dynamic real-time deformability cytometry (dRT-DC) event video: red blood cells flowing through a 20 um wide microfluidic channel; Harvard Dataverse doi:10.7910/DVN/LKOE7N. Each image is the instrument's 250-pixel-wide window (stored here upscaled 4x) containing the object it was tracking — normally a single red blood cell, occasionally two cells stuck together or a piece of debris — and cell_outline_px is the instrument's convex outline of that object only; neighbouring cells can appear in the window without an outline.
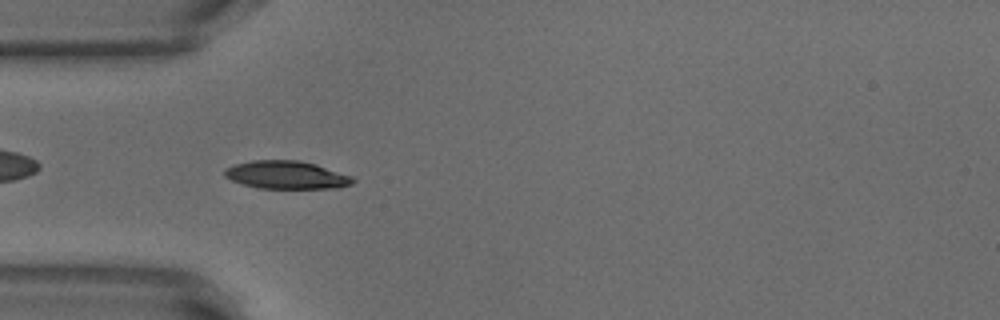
{"species": "common noctule bat (a hibernating species)", "species_latin": "Nyctalus noctula", "temperature_condition": "warm", "stored_images_in_passage": 3, "camera_frame_rate_fps": 3000, "um_per_image_px": 0.085, "animal": {"sex": "male", "body_mass_g": 18.8}, "frame": {"image": 1, "passage_image": 3, "time_ms": 0.667, "image_size_px": [1000, 320], "cell_outline_px": [[356, 180], [352, 184], [340, 188], [260, 188], [244, 184], [232, 180], [224, 176], [224, 168], [236, 164], [252, 160], [300, 160], [316, 164], [352, 176]], "centroid_in_image_um": [24.38, 14.86], "position_along_channel_um": 60.6, "area_um2": 20.92}}